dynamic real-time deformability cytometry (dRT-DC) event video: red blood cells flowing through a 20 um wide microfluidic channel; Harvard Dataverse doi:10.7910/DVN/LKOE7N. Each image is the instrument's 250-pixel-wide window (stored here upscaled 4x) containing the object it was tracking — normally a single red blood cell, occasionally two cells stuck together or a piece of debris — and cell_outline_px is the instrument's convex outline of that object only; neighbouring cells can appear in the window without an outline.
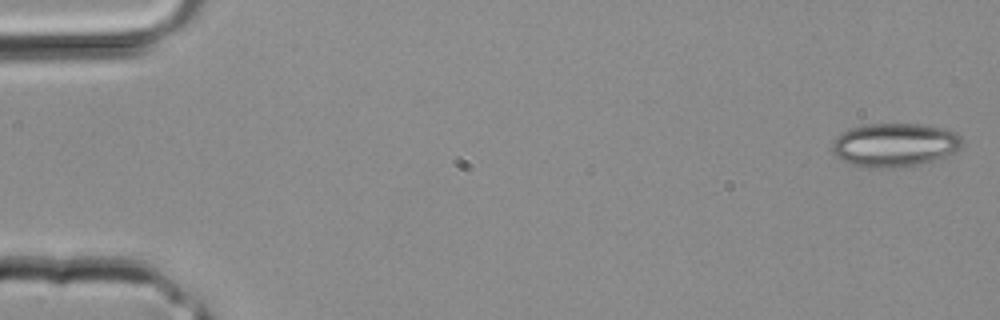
{"species": "common noctule bat (a hibernating species)", "species_latin": "Nyctalus noctula", "temperature_condition": "room temperature", "stored_images_in_passage": 4, "camera_frame_rate_fps": 3000, "um_per_image_px": 0.085, "animal": {"sex": "male", "body_mass_g": 20.4}, "frame": {"image": 1, "passage_image": 1, "time_ms": 0.0, "image_size_px": [1000, 320], "cell_outline_px": [[964, 144], [960, 148], [944, 156], [932, 160], [916, 164], [896, 168], [876, 168], [848, 164], [840, 160], [832, 152], [832, 144], [836, 136], [848, 128], [868, 124], [920, 124], [940, 128], [956, 132], [964, 140]], "centroid_in_image_um": [76.0, 12.31], "position_along_channel_um": 9.0, "area_um2": 33.06}}